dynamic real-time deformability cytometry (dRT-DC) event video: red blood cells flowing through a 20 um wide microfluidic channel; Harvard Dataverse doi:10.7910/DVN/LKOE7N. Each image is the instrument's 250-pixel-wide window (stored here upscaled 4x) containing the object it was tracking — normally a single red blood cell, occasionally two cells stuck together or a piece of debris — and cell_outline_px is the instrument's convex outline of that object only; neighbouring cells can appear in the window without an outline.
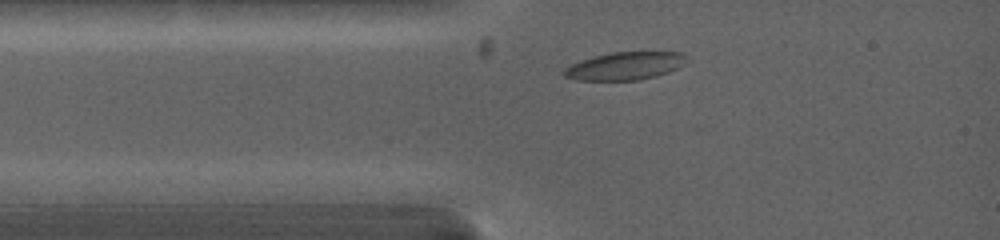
{"species": "common noctule bat (a hibernating species)", "species_latin": "Nyctalus noctula", "temperature_condition": "warm", "stored_images_in_passage": 3, "camera_frame_rate_fps": 5000, "um_per_image_px": 0.085, "animal": {"sex": "female", "body_mass_g": 19.0, "forearm_length_mm": 53.3}, "frame": {"image": 1, "passage_image": 3, "time_ms": 0.8, "image_size_px": [1000, 240], "cell_outline_px": [[692, 60], [668, 72], [656, 76], [640, 80], [576, 80], [564, 76], [564, 68], [572, 64], [592, 56], [612, 52], [684, 52]], "centroid_in_image_um": [53.19, 5.59], "position_along_channel_um": 31.8, "area_um2": 20.06}}